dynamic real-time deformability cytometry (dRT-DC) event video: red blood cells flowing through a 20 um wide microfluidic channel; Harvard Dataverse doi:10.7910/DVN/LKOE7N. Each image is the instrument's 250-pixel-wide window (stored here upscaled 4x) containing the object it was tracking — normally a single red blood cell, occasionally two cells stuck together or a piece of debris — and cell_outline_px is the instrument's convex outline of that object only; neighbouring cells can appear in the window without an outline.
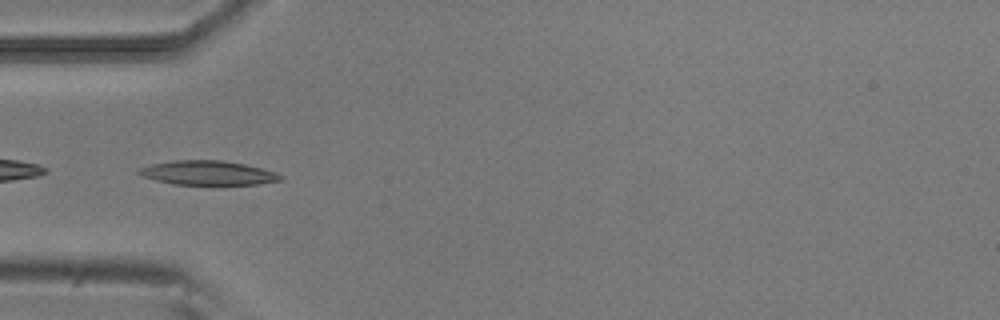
{"species": "common noctule bat (a hibernating species)", "species_latin": "Nyctalus noctula", "temperature_condition": "room temperature", "stored_images_in_passage": 41, "camera_frame_rate_fps": 3000, "um_per_image_px": 0.085, "animal": {"sex": "male", "body_mass_g": 20.5, "forearm_length_mm": 52.5}, "frame": {"image": 1, "passage_image": 5, "time_ms": 1.333, "image_size_px": [1000, 320], "cell_outline_px": [[284, 180], [260, 184], [172, 184], [156, 180], [144, 176], [136, 172], [140, 168], [152, 164], [172, 160], [220, 160], [244, 164], [276, 172], [284, 176]], "centroid_in_image_um": [17.71, 14.69], "position_along_channel_um": 67.3, "area_um2": 19.88}}
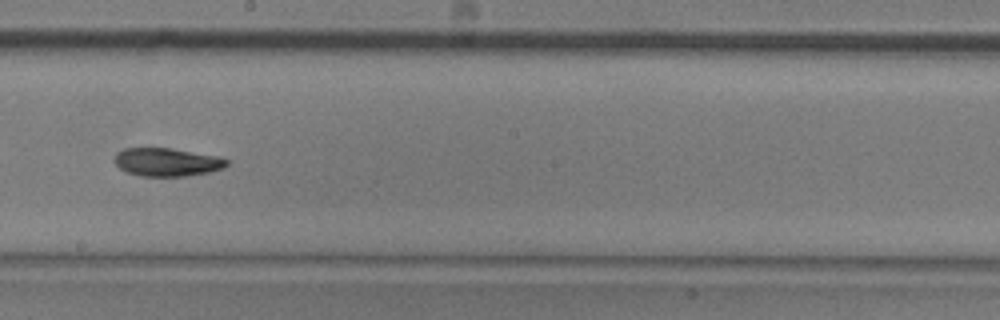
{"frame": {"image": 2, "passage_image": 18, "time_ms": 5.667, "image_size_px": [1000, 320], "cell_outline_px": [[228, 164], [224, 168], [208, 172], [184, 176], [140, 176], [128, 172], [120, 168], [116, 164], [116, 152], [124, 148], [172, 148], [216, 156], [228, 160]], "centroid_in_image_um": [14.19, 13.77], "position_along_channel_um": 234.0, "area_um2": 18.26}}
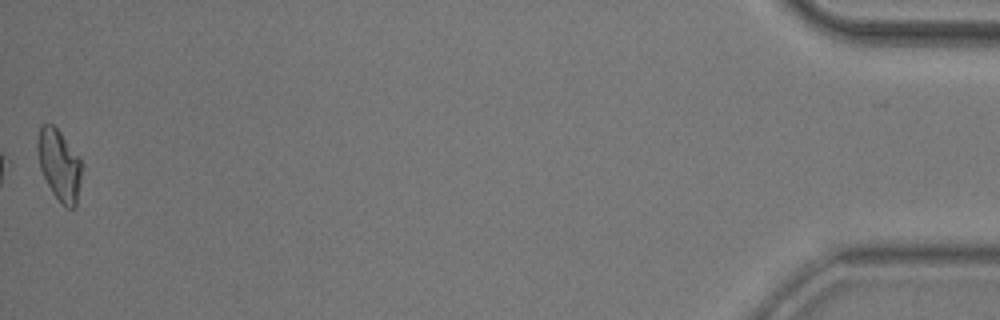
{"frame": {"image": 3, "passage_image": 41, "time_ms": 13.333, "image_size_px": [1000, 320], "cell_outline_px": [[84, 164], [76, 208], [64, 208], [60, 204], [52, 192], [40, 168], [36, 148], [36, 144], [40, 128], [44, 124], [52, 124], [60, 132], [80, 156]], "centroid_in_image_um": [5.08, 14.06], "position_along_channel_um": 430.1, "area_um2": 18.79}, "authors_computed_cell_mechanics": {"area_um2": 18.6694, "velocity_mm_per_s": 3.8325, "shape_relaxation_time_tau1_ms": 5.642, "shape_relaxation_time_tau2_ms": 6.1764, "deformation_change_tau1": 0.1537, "deformation_change_tau2": 0.1391}}